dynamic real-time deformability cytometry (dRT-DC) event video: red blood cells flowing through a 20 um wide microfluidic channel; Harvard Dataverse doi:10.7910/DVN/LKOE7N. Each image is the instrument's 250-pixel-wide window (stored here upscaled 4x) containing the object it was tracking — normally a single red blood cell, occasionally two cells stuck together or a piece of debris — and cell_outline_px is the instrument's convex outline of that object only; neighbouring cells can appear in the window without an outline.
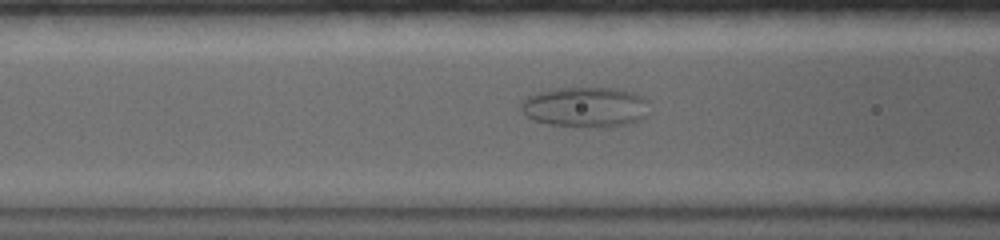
{"species": "common noctule bat (a hibernating species)", "species_latin": "Nyctalus noctula", "temperature_condition": "warm", "stored_images_in_passage": 29, "camera_frame_rate_fps": 5000, "um_per_image_px": 0.085, "animal": {"sex": "female", "body_mass_g": 19.0, "forearm_length_mm": 56.7}, "frame": {"image": 1, "passage_image": 8, "time_ms": 5.2, "image_size_px": [1000, 240], "cell_outline_px": [[648, 100], [644, 116], [640, 120], [628, 124], [608, 128], [588, 128], [548, 124], [532, 120], [520, 108], [520, 104], [524, 96], [552, 88], [616, 88], [632, 92], [644, 96]], "centroid_in_image_um": [49.73, 9.11], "position_along_channel_um": 116.9, "area_um2": 30.63}}
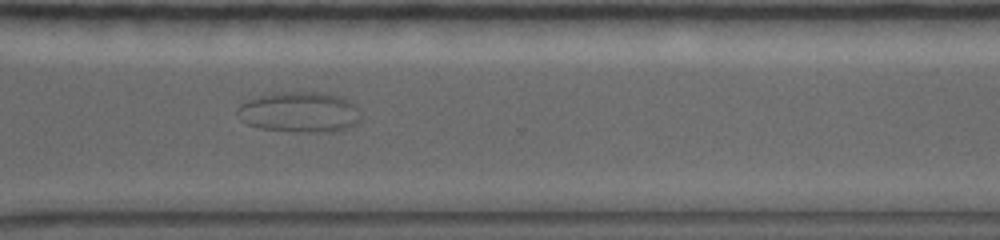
{"frame": {"image": 2, "passage_image": 19, "time_ms": 12.6, "image_size_px": [1000, 240], "cell_outline_px": [[360, 120], [352, 128], [332, 132], [296, 132], [260, 128], [248, 124], [240, 120], [236, 112], [236, 108], [240, 104], [248, 100], [272, 92], [328, 92], [340, 96], [348, 100], [356, 108], [360, 116]], "centroid_in_image_um": [25.46, 9.53], "position_along_channel_um": 345.1, "area_um2": 29.54}}
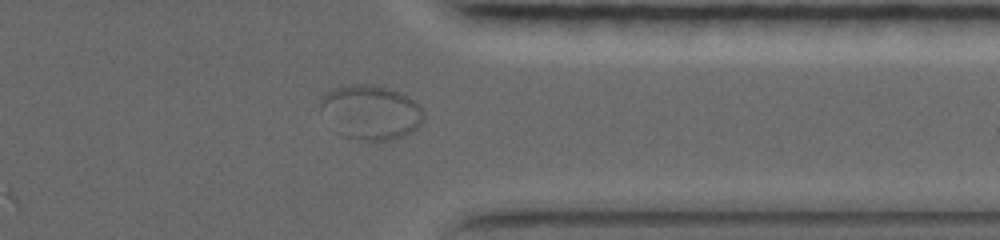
{"frame": {"image": 3, "passage_image": 21, "time_ms": 13.8, "image_size_px": [1000, 240], "cell_outline_px": [[424, 120], [416, 128], [400, 136], [388, 140], [364, 140], [344, 136], [320, 108], [320, 100], [328, 92], [336, 88], [348, 84], [372, 84], [388, 88], [400, 92], [408, 96], [420, 108], [424, 116]], "centroid_in_image_um": [31.54, 9.51], "position_along_channel_um": 379.9, "area_um2": 31.73}}